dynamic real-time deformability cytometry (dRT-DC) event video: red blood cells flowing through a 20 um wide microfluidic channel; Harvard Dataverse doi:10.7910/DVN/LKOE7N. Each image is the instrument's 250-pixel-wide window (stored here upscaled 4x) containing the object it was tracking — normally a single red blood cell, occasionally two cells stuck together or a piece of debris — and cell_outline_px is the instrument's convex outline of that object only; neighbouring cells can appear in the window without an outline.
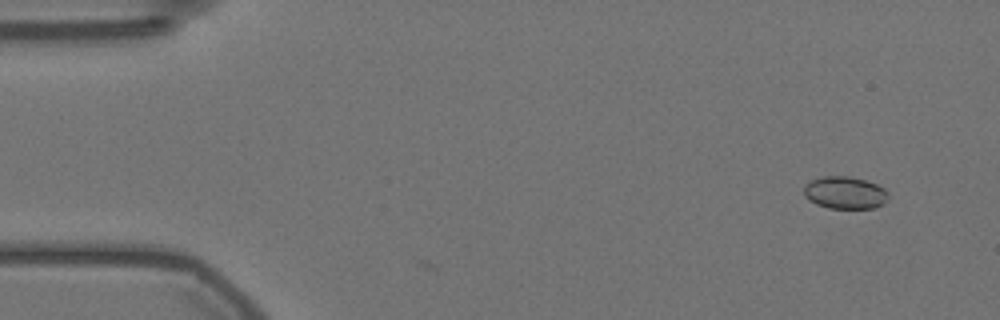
{"species": "Egyptian fruit bat (a non-hibernating species)", "species_latin": "Rousettus aegyptiacus", "temperature_condition": "warm", "stored_images_in_passage": 17, "camera_frame_rate_fps": 3000, "um_per_image_px": 0.085, "animal": {"sex": "female"}, "frame": {"image": 1, "passage_image": 5, "time_ms": 1.333, "image_size_px": [1000, 320], "cell_outline_px": [[888, 200], [884, 204], [872, 208], [828, 208], [816, 204], [808, 200], [804, 196], [804, 184], [820, 176], [848, 176], [864, 180], [876, 184], [884, 188], [888, 192]], "centroid_in_image_um": [71.81, 16.38], "position_along_channel_um": 13.2, "area_um2": 16.07}}
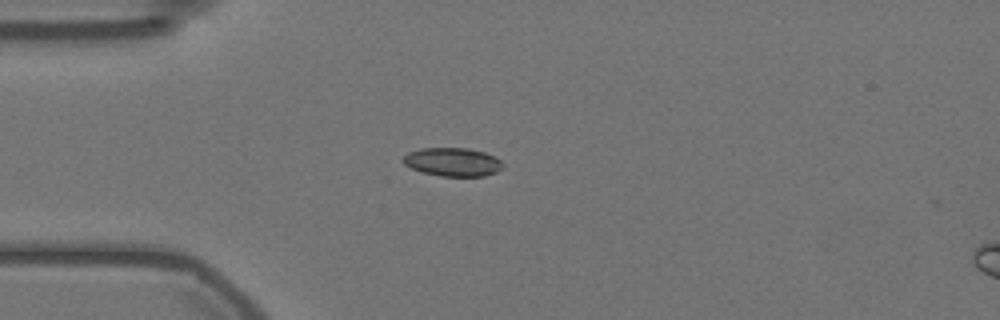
{"frame": {"image": 2, "passage_image": 16, "time_ms": 5.0, "image_size_px": [1000, 320], "cell_outline_px": [[504, 164], [496, 172], [484, 176], [440, 176], [424, 172], [412, 168], [404, 164], [400, 160], [408, 152], [420, 148], [468, 148], [484, 152], [500, 160]], "centroid_in_image_um": [38.44, 13.76], "position_along_channel_um": 46.6, "area_um2": 16.47}}